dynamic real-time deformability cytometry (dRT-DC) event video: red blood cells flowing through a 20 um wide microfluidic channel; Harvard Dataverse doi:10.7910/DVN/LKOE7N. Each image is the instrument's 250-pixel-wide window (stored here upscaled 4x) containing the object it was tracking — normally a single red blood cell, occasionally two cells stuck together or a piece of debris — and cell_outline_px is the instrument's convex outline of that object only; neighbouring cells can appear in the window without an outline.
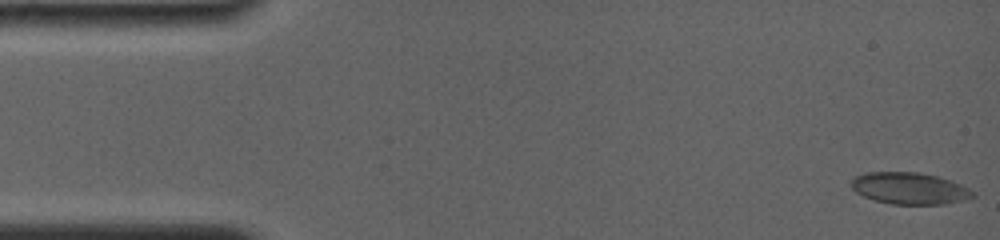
{"species": "common noctule bat (a hibernating species)", "species_latin": "Nyctalus noctula", "temperature_condition": "room temperature", "stored_images_in_passage": 86, "camera_frame_rate_fps": 4000, "um_per_image_px": 0.085, "animal": {"sex": "female", "body_mass_g": 19.0, "forearm_length_mm": 56.7}, "frame": {"image": 1, "passage_image": 1, "time_ms": 0.0, "image_size_px": [1000, 240], "cell_outline_px": [[976, 196], [964, 200], [944, 204], [892, 204], [876, 200], [864, 196], [856, 192], [848, 184], [856, 176], [864, 172], [920, 172], [952, 180], [976, 192]], "centroid_in_image_um": [77.33, 16.0], "position_along_channel_um": 7.7, "area_um2": 22.6}}
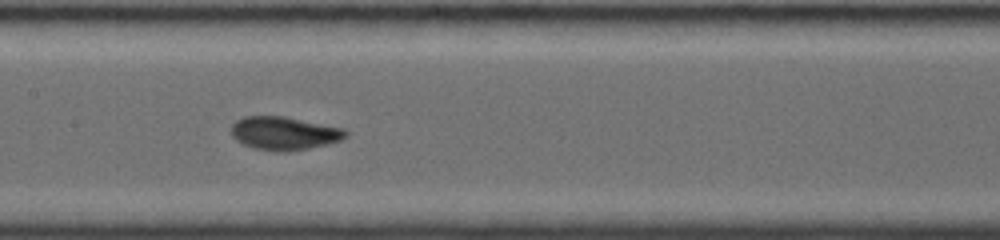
{"frame": {"image": 2, "passage_image": 40, "time_ms": 7.75, "image_size_px": [1000, 240], "cell_outline_px": [[348, 136], [340, 140], [328, 144], [308, 148], [284, 152], [276, 152], [256, 148], [244, 144], [236, 140], [232, 136], [232, 124], [236, 120], [244, 116], [284, 116], [344, 128], [348, 132]], "centroid_in_image_um": [24.17, 11.32], "position_along_channel_um": 183.2, "area_um2": 22.2}}
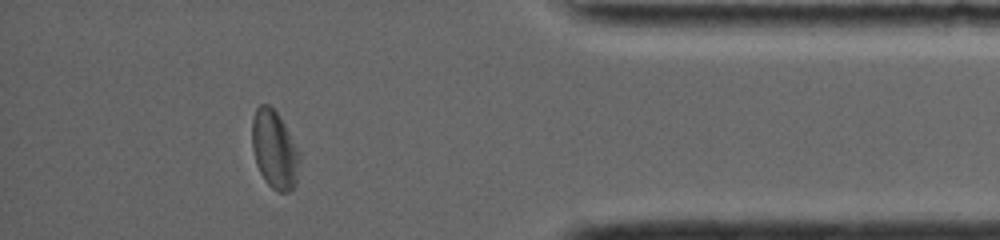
{"frame": {"image": 3, "passage_image": 71, "time_ms": 14.25, "image_size_px": [1000, 240], "cell_outline_px": [[300, 160], [296, 184], [288, 192], [280, 192], [272, 188], [264, 180], [256, 164], [252, 148], [252, 120], [256, 108], [260, 104], [268, 104], [280, 116], [300, 152]], "centroid_in_image_um": [23.33, 12.72], "position_along_channel_um": 411.9, "area_um2": 21.73}, "authors_computed_cell_mechanics": {"area_um2": 21.6172, "velocity_mm_per_s": 3.8292, "shape_relaxation_time_tau1_ms": 5.3381, "shape_relaxation_time_tau2_ms": 1.3341, "deformation_change_tau1": 0.1461, "deformation_change_tau2": 0.0567}}